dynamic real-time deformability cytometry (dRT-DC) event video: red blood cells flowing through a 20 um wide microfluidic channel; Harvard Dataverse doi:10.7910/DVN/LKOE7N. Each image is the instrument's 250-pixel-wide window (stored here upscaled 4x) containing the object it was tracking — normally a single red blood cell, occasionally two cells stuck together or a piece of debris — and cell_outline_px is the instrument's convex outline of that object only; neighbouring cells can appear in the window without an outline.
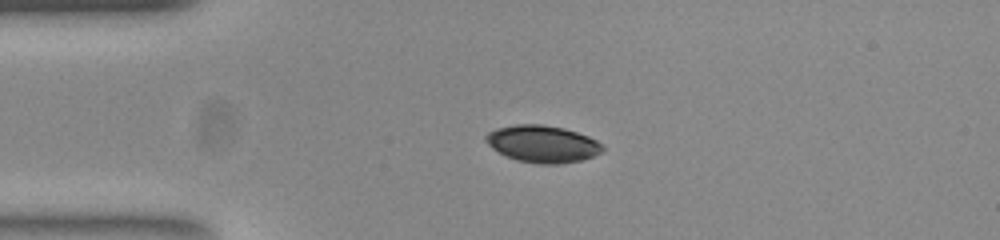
{"species": "common noctule bat (a hibernating species)", "species_latin": "Nyctalus noctula", "temperature_condition": "room temperature", "stored_images_in_passage": 41, "camera_frame_rate_fps": 3000, "um_per_image_px": 0.085, "animal": {"sex": "female", "body_mass_g": 23.0, "forearm_length_mm": 53.4}, "frame": {"image": 1, "passage_image": 1, "time_ms": 0.0, "image_size_px": [1000, 240], "cell_outline_px": [[604, 152], [580, 160], [556, 164], [540, 164], [516, 160], [492, 148], [484, 140], [484, 136], [488, 132], [496, 128], [516, 124], [540, 124], [564, 128], [588, 136], [604, 144]], "centroid_in_image_um": [46.12, 12.22], "position_along_channel_um": 38.9, "area_um2": 25.2}}
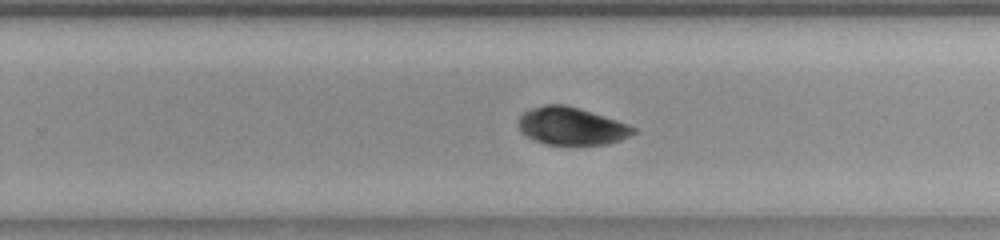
{"frame": {"image": 2, "passage_image": 22, "time_ms": 7.0, "image_size_px": [1000, 240], "cell_outline_px": [[636, 132], [620, 140], [608, 144], [544, 144], [532, 140], [520, 128], [520, 116], [524, 112], [532, 108], [544, 104], [564, 104], [580, 108], [628, 124], [636, 128]], "centroid_in_image_um": [48.59, 10.71], "position_along_channel_um": 281.2, "area_um2": 24.91}}
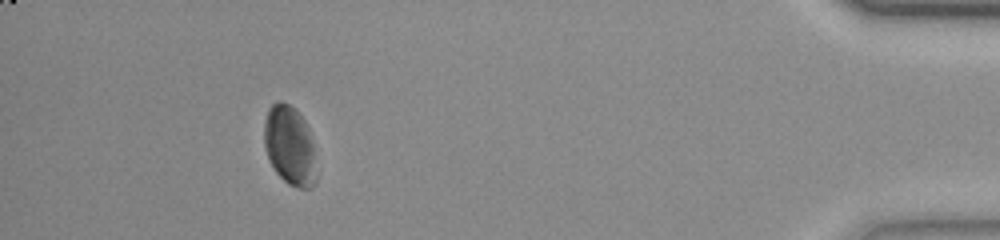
{"frame": {"image": 3, "passage_image": 37, "time_ms": 12.0, "image_size_px": [1000, 240], "cell_outline_px": [[316, 180], [312, 188], [300, 188], [288, 184], [276, 172], [268, 160], [264, 144], [264, 120], [268, 108], [276, 100], [280, 100], [288, 104], [304, 120], [308, 128], [312, 144]], "centroid_in_image_um": [24.59, 12.37], "position_along_channel_um": 410.6, "area_um2": 23.93}, "authors_computed_cell_mechanics": {"area_um2": 24.9118, "velocity_mm_per_s": 3.849, "shape_relaxation_time_tau1_ms": 2.4962, "shape_relaxation_time_tau2_ms": 4.4494, "deformation_change_tau1": 0.0448, "deformation_change_tau2": 0.053}}